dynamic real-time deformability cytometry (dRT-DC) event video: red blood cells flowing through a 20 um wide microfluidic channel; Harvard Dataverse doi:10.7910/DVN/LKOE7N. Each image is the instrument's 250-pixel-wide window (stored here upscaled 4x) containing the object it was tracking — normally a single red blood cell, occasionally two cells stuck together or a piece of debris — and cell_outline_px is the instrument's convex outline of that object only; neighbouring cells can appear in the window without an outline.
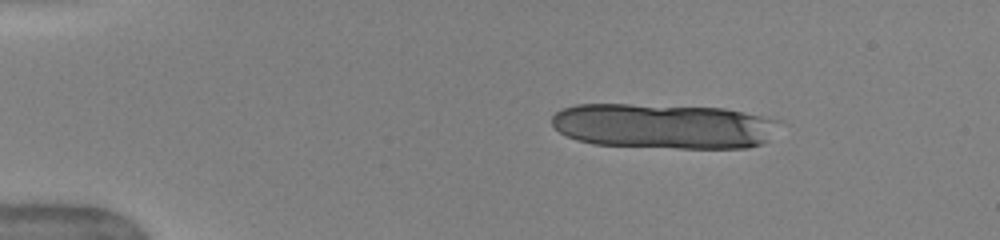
{"species": "human", "species_latin": "Homo sapiens", "temperature_condition": "warm", "stored_images_in_passage": 9, "camera_frame_rate_fps": 3000, "um_per_image_px": 0.085, "donor": {"sex": "female"}, "frame": {"image": 1, "passage_image": 1, "time_ms": 0.0, "image_size_px": [1000, 240], "cell_outline_px": [[776, 120], [768, 140], [760, 144], [748, 148], [676, 148], [592, 144], [576, 140], [560, 132], [552, 124], [552, 116], [556, 112], [564, 108], [576, 104], [628, 104], [724, 108], [744, 112]], "centroid_in_image_um": [56.32, 10.72], "position_along_channel_um": 28.7, "area_um2": 59.36}}